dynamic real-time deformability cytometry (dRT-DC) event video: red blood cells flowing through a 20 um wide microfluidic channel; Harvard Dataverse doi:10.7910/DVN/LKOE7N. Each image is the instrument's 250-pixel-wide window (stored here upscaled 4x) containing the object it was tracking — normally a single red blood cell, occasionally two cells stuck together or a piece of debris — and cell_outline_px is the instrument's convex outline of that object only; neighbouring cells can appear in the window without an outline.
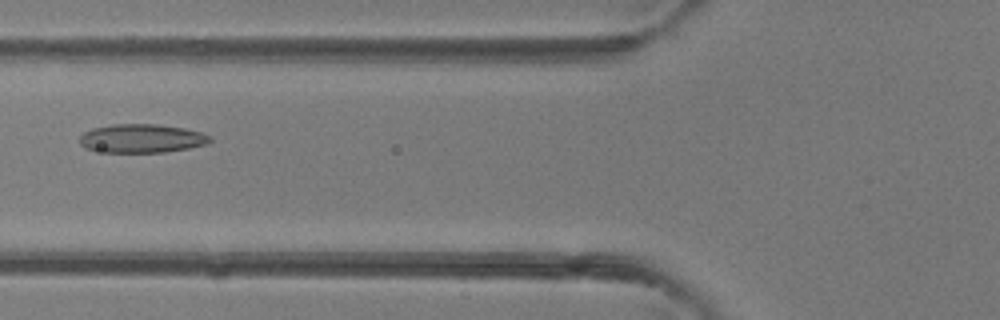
{"species": "common noctule bat (a hibernating species)", "species_latin": "Nyctalus noctula", "temperature_condition": "room temperature", "stored_images_in_passage": 2, "camera_frame_rate_fps": 3000, "um_per_image_px": 0.085, "animal": {"sex": "female"}, "frame": {"image": 1, "passage_image": 2, "time_ms": 1.0, "image_size_px": [1000, 320], "cell_outline_px": [[212, 140], [208, 144], [188, 148], [164, 152], [104, 152], [84, 148], [80, 144], [80, 136], [84, 132], [92, 128], [112, 124], [156, 124], [184, 128], [200, 132], [212, 136]], "centroid_in_image_um": [12.05, 11.76], "position_along_channel_um": 113.8, "area_um2": 21.85}}